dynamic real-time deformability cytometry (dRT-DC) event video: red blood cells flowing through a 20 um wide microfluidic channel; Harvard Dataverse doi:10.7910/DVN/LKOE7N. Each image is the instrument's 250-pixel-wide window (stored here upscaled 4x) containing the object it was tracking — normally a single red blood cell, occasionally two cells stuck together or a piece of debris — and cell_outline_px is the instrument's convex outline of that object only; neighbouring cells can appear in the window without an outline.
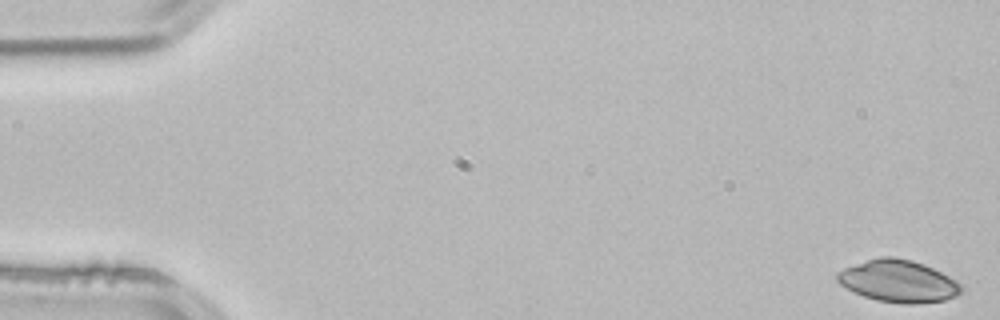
{"species": "common noctule bat (a hibernating species)", "species_latin": "Nyctalus noctula", "temperature_condition": "room temperature", "stored_images_in_passage": 3, "camera_frame_rate_fps": 3000, "um_per_image_px": 0.085, "animal": {"sex": "male", "body_mass_g": 21.5, "forearm_length_mm": 52.0}, "frame": {"image": 1, "passage_image": 1, "time_ms": 0.0, "image_size_px": [1000, 320], "cell_outline_px": [[964, 288], [956, 296], [944, 300], [912, 304], [904, 304], [876, 300], [852, 292], [840, 284], [836, 280], [836, 272], [844, 268], [880, 256], [892, 256], [912, 260], [924, 264], [964, 284]], "centroid_in_image_um": [76.36, 23.9], "position_along_channel_um": 8.6, "area_um2": 30.52}}